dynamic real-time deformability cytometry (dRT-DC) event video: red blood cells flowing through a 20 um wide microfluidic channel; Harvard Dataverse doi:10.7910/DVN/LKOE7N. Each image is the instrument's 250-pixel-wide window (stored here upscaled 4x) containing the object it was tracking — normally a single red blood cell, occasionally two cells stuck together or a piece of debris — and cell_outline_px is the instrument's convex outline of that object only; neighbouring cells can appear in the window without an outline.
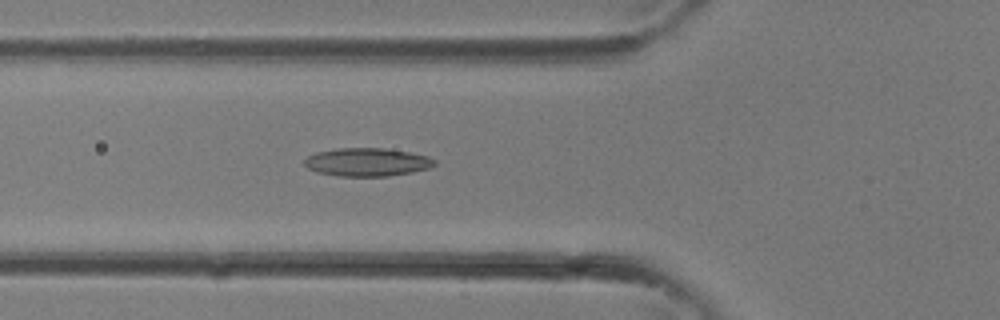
{"species": "common noctule bat (a hibernating species)", "species_latin": "Nyctalus noctula", "temperature_condition": "room temperature", "stored_images_in_passage": 35, "camera_frame_rate_fps": 3000, "um_per_image_px": 0.085, "animal": {"sex": "female"}, "frame": {"image": 1, "passage_image": 12, "time_ms": 3.667, "image_size_px": [1000, 320], "cell_outline_px": [[436, 164], [428, 168], [412, 172], [388, 176], [336, 176], [316, 172], [308, 168], [304, 164], [304, 160], [308, 156], [316, 152], [336, 148], [384, 148], [408, 152], [428, 156], [436, 160]], "centroid_in_image_um": [31.18, 13.78], "position_along_channel_um": 94.6, "area_um2": 21.44}}
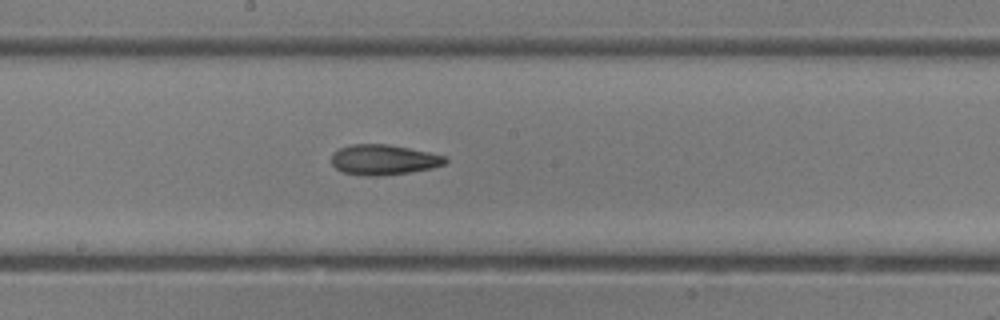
{"frame": {"image": 2, "passage_image": 18, "time_ms": 5.667, "image_size_px": [1000, 320], "cell_outline_px": [[448, 160], [444, 164], [432, 168], [408, 172], [376, 176], [364, 176], [344, 172], [336, 168], [332, 164], [332, 152], [340, 148], [352, 144], [388, 144], [448, 156]], "centroid_in_image_um": [32.61, 13.57], "position_along_channel_um": 215.6, "area_um2": 20.0}}
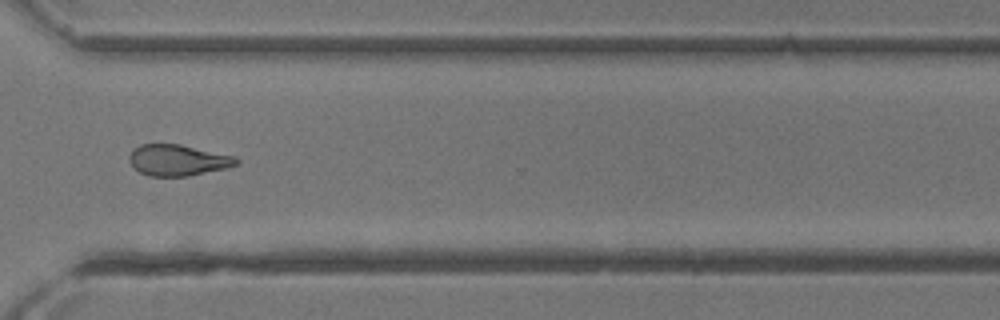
{"frame": {"image": 3, "passage_image": 25, "time_ms": 8.0, "image_size_px": [1000, 320], "cell_outline_px": [[240, 164], [228, 168], [188, 176], [148, 176], [140, 172], [128, 160], [128, 156], [132, 148], [140, 144], [180, 144], [236, 156], [240, 160]], "centroid_in_image_um": [15.15, 13.61], "position_along_channel_um": 355.5, "area_um2": 19.71}}